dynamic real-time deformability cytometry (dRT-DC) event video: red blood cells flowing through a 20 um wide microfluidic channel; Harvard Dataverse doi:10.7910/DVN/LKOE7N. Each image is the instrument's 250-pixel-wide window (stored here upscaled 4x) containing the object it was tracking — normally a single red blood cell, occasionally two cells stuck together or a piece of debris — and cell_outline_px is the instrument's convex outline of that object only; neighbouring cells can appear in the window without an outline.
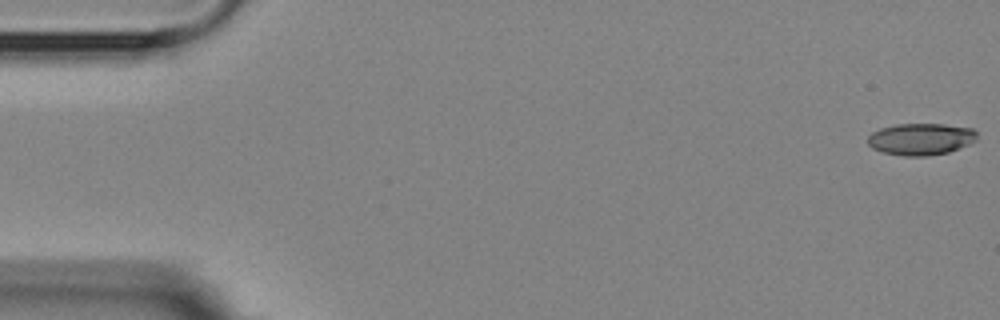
{"species": "Egyptian fruit bat (a non-hibernating species)", "species_latin": "Rousettus aegyptiacus", "temperature_condition": "room temperature", "stored_images_in_passage": 3, "camera_frame_rate_fps": 3000, "um_per_image_px": 0.085, "animal": {"sex": "female"}, "frame": {"image": 1, "passage_image": 1, "time_ms": 0.0, "image_size_px": [1000, 320], "cell_outline_px": [[976, 140], [960, 148], [948, 152], [928, 156], [904, 156], [884, 152], [872, 148], [868, 144], [868, 136], [872, 132], [880, 128], [896, 124], [944, 124], [972, 128], [976, 132]], "centroid_in_image_um": [78.26, 11.82], "position_along_channel_um": 6.7, "area_um2": 20.23}}